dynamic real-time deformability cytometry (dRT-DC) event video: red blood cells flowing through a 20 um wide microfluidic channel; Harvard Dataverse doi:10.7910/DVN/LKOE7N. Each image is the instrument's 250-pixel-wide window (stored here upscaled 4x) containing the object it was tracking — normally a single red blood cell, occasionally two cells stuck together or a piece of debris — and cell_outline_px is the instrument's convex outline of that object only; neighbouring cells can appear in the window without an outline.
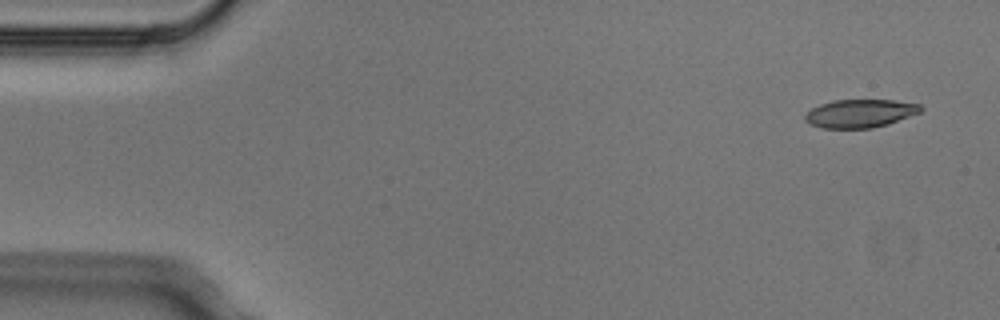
{"species": "Egyptian fruit bat (a non-hibernating species)", "species_latin": "Rousettus aegyptiacus", "temperature_condition": "cold", "stored_images_in_passage": 5, "camera_frame_rate_fps": 3000, "um_per_image_px": 0.085, "animal": {"sex": "male"}, "frame": {"image": 1, "passage_image": 1, "time_ms": 0.0, "image_size_px": [1000, 320], "cell_outline_px": [[924, 108], [920, 112], [888, 124], [872, 128], [820, 128], [808, 124], [804, 120], [804, 116], [812, 108], [820, 104], [832, 100], [892, 100], [920, 104]], "centroid_in_image_um": [73.08, 9.64], "position_along_channel_um": 11.9, "area_um2": 19.07}}
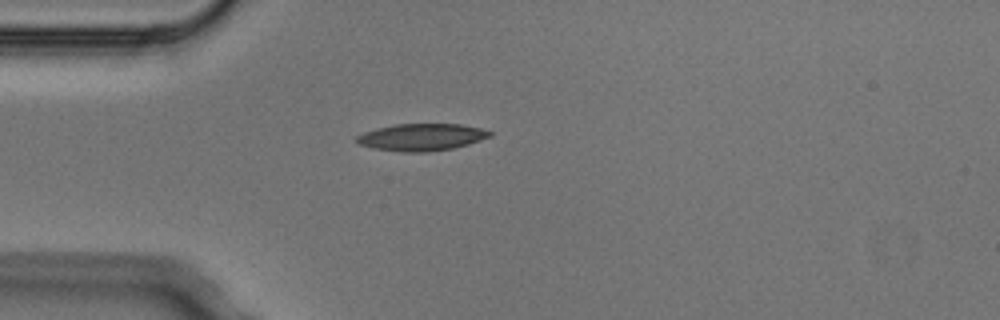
{"frame": {"image": 2, "passage_image": 4, "time_ms": 1.0, "image_size_px": [1000, 320], "cell_outline_px": [[492, 136], [468, 144], [452, 148], [428, 152], [404, 152], [372, 148], [360, 144], [356, 140], [356, 136], [364, 132], [376, 128], [396, 124], [460, 124], [480, 128], [492, 132]], "centroid_in_image_um": [35.83, 11.66], "position_along_channel_um": 49.2, "area_um2": 20.92}}